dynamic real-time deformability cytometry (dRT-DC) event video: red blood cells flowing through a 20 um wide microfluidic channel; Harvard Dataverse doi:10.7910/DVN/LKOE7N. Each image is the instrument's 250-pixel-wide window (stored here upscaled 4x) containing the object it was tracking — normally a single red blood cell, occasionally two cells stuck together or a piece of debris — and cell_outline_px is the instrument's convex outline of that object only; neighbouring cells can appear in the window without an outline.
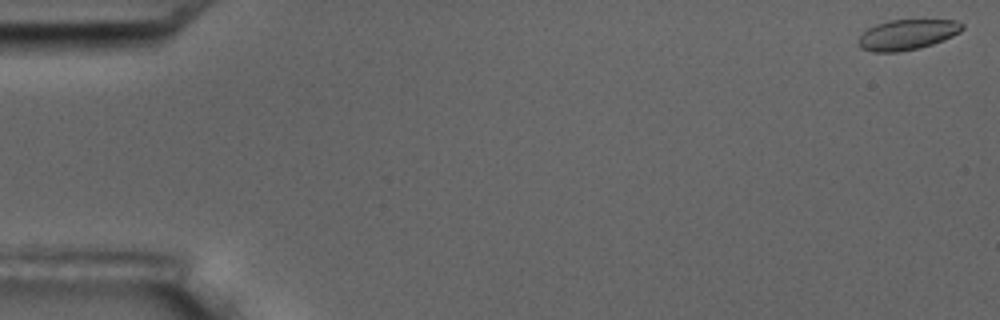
{"species": "common noctule bat (a hibernating species)", "species_latin": "Nyctalus noctula", "temperature_condition": "room temperature", "stored_images_in_passage": 4, "camera_frame_rate_fps": 3000, "um_per_image_px": 0.085, "animal": {"sex": "male", "body_mass_g": 17.5, "forearm_length_mm": 52.3}, "frame": {"image": 1, "passage_image": 1, "time_ms": 0.0, "image_size_px": [1000, 320], "cell_outline_px": [[964, 28], [960, 32], [944, 40], [920, 48], [900, 52], [872, 52], [860, 48], [856, 40], [868, 28], [876, 24], [888, 20], [956, 20], [964, 24]], "centroid_in_image_um": [77.1, 2.95], "position_along_channel_um": 7.9, "area_um2": 18.55}}